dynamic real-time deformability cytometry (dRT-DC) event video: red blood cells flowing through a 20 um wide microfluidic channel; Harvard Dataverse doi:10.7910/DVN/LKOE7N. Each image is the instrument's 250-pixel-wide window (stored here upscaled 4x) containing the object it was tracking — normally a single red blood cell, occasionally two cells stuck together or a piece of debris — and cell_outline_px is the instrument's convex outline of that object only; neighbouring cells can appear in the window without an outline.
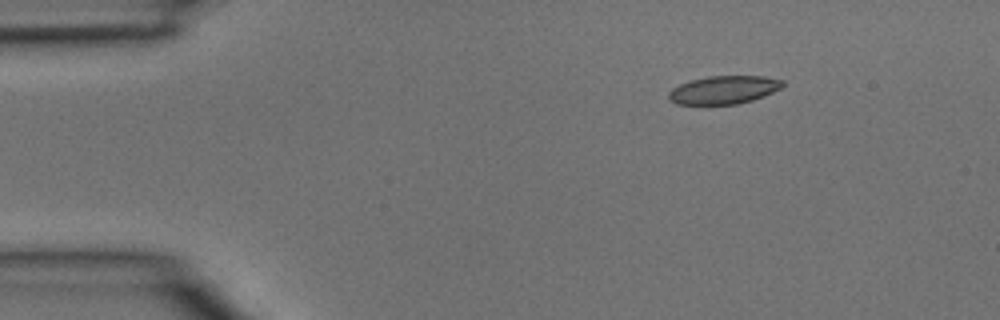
{"species": "common noctule bat (a hibernating species)", "species_latin": "Nyctalus noctula", "temperature_condition": "room temperature", "stored_images_in_passage": 2, "camera_frame_rate_fps": 3000, "um_per_image_px": 0.085, "animal": {"sex": "male", "body_mass_g": 15.6}, "frame": {"image": 1, "passage_image": 1, "time_ms": 0.0, "image_size_px": [1000, 320], "cell_outline_px": [[784, 84], [780, 88], [764, 96], [752, 100], [736, 104], [676, 104], [668, 100], [668, 92], [672, 88], [688, 80], [708, 76], [764, 76], [784, 80]], "centroid_in_image_um": [61.49, 7.63], "position_along_channel_um": 23.5, "area_um2": 18.79}}